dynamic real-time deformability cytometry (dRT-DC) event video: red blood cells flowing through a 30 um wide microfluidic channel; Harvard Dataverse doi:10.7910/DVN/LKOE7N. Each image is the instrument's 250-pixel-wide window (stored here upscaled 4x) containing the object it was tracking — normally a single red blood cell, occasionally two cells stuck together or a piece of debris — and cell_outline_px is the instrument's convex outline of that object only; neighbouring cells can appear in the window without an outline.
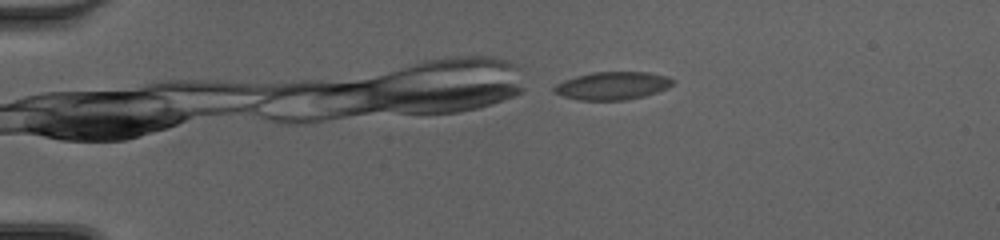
{"species": "common noctule bat (a hibernating species)", "species_latin": "Nyctalus noctula", "temperature_condition": "cold", "stored_images_in_passage": 43, "camera_frame_rate_fps": 3000, "um_per_image_px": 0.085, "animal": {"sex": "female", "body_mass_g": 20.0, "forearm_length_mm": 54.0}, "frame": {"image": 1, "passage_image": 2, "time_ms": 0.333, "image_size_px": [1000, 240], "cell_outline_px": [[676, 80], [668, 88], [644, 96], [624, 100], [580, 100], [564, 96], [552, 92], [552, 88], [556, 84], [564, 80], [576, 76], [592, 72], [648, 72], [668, 76]], "centroid_in_image_um": [52.06, 7.28], "position_along_channel_um": 32.9, "area_um2": 19.36}}
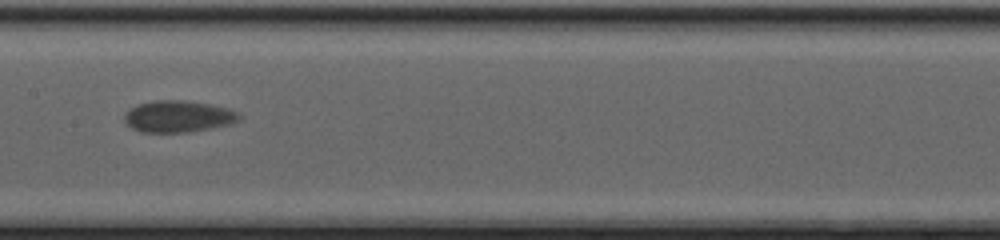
{"frame": {"image": 2, "passage_image": 19, "time_ms": 6.0, "image_size_px": [1000, 240], "cell_outline_px": [[240, 120], [228, 124], [192, 132], [140, 132], [132, 128], [124, 120], [124, 112], [128, 108], [136, 104], [156, 100], [184, 100], [208, 104], [228, 108], [240, 112]], "centroid_in_image_um": [15.12, 9.89], "position_along_channel_um": 192.3, "area_um2": 21.33}}
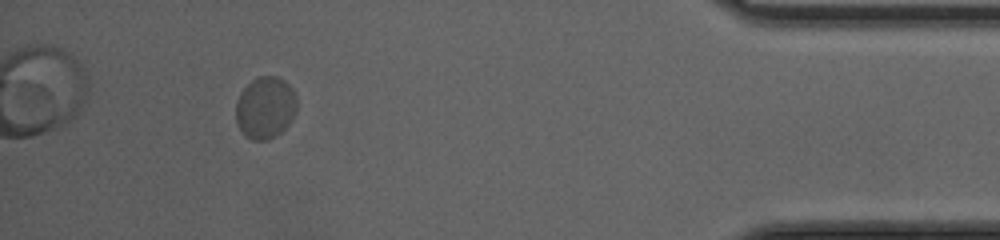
{"frame": {"image": 3, "passage_image": 39, "time_ms": 12.667, "image_size_px": [1000, 240], "cell_outline_px": [[296, 112], [288, 124], [276, 136], [268, 140], [252, 140], [244, 136], [240, 132], [236, 124], [236, 100], [240, 92], [256, 76], [276, 76], [284, 80], [292, 88], [296, 96]], "centroid_in_image_um": [22.52, 9.16], "position_along_channel_um": 412.7, "area_um2": 22.31}, "authors_computed_cell_mechanics": {"area_um2": 20.3456, "velocity_mm_per_s": 4.0713, "shape_relaxation_time_tau1_ms": 9.3778, "shape_relaxation_time_tau2_ms": null, "deformation_change_tau1": 0.1486, "deformation_change_tau2": null}}